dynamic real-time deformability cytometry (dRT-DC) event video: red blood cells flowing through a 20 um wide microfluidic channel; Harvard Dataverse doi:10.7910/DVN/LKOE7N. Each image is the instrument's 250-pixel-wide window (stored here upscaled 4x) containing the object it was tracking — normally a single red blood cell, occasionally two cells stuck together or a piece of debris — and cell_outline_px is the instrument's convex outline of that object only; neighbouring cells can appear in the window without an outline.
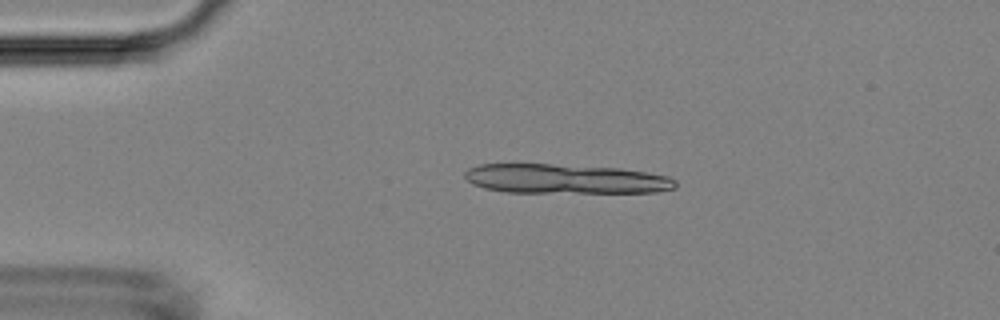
{"species": "Egyptian fruit bat (a non-hibernating species)", "species_latin": "Rousettus aegyptiacus", "temperature_condition": "room temperature", "stored_images_in_passage": 4, "camera_frame_rate_fps": 3000, "um_per_image_px": 0.085, "animal": {"sex": "female"}, "frame": {"image": 1, "passage_image": 3, "time_ms": 2.333, "image_size_px": [1000, 320], "cell_outline_px": [[676, 188], [656, 192], [504, 192], [484, 188], [472, 184], [464, 176], [464, 172], [468, 168], [480, 164], [552, 164], [620, 168], [668, 176], [676, 180]], "centroid_in_image_um": [48.03, 15.2], "position_along_channel_um": 37.0, "area_um2": 36.18}}